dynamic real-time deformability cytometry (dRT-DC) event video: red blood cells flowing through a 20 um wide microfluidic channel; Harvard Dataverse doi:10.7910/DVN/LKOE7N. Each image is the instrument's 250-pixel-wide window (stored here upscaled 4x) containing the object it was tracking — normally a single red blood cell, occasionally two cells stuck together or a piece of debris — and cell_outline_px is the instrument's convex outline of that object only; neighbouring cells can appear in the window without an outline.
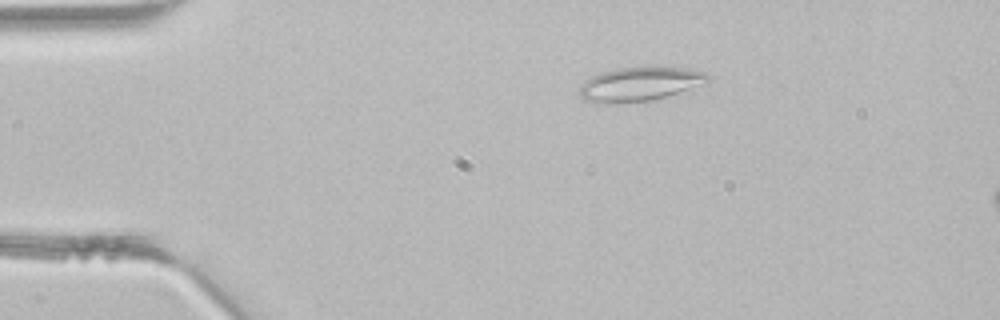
{"species": "common noctule bat (a hibernating species)", "species_latin": "Nyctalus noctula", "temperature_condition": "room temperature", "stored_images_in_passage": 3, "camera_frame_rate_fps": 3000, "um_per_image_px": 0.085, "animal": {"sex": "male", "body_mass_g": 21.5, "forearm_length_mm": 52.0}, "frame": {"image": 1, "passage_image": 1, "time_ms": 0.0, "image_size_px": [1000, 320], "cell_outline_px": [[712, 80], [708, 84], [664, 96], [648, 100], [612, 104], [600, 104], [584, 100], [580, 96], [580, 88], [592, 76], [604, 72], [620, 68], [688, 68], [704, 72], [712, 76]], "centroid_in_image_um": [54.45, 7.16], "position_along_channel_um": 30.6, "area_um2": 25.09}}